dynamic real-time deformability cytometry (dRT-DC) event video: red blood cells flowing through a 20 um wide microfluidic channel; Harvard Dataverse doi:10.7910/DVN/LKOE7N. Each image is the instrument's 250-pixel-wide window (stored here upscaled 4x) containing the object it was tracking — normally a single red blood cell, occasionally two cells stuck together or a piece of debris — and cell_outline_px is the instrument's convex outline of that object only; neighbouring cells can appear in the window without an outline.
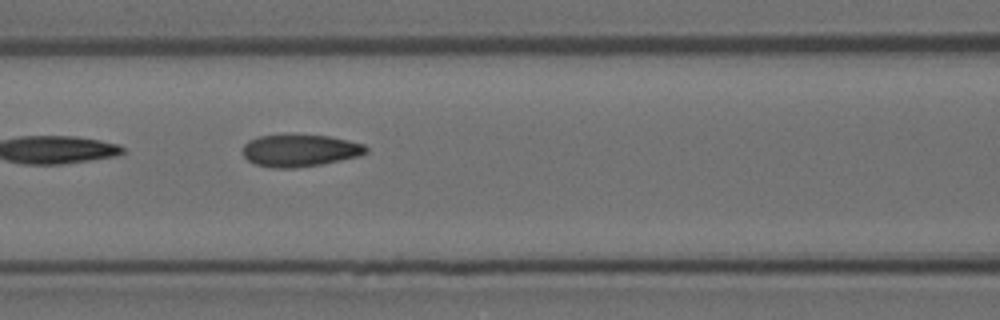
{"species": "Egyptian fruit bat (a non-hibernating species)", "species_latin": "Rousettus aegyptiacus", "temperature_condition": "room temperature", "stored_images_in_passage": 6, "camera_frame_rate_fps": 3000, "um_per_image_px": 0.085, "animal": {"sex": "female"}, "frame": {"image": 1, "passage_image": 6, "time_ms": 1.667, "image_size_px": [1000, 320], "cell_outline_px": [[368, 152], [360, 156], [320, 164], [296, 168], [272, 168], [256, 164], [248, 160], [244, 156], [244, 144], [248, 140], [260, 136], [328, 136], [348, 140], [364, 144], [368, 148]], "centroid_in_image_um": [25.52, 12.81], "position_along_channel_um": 141.1, "area_um2": 22.72}}